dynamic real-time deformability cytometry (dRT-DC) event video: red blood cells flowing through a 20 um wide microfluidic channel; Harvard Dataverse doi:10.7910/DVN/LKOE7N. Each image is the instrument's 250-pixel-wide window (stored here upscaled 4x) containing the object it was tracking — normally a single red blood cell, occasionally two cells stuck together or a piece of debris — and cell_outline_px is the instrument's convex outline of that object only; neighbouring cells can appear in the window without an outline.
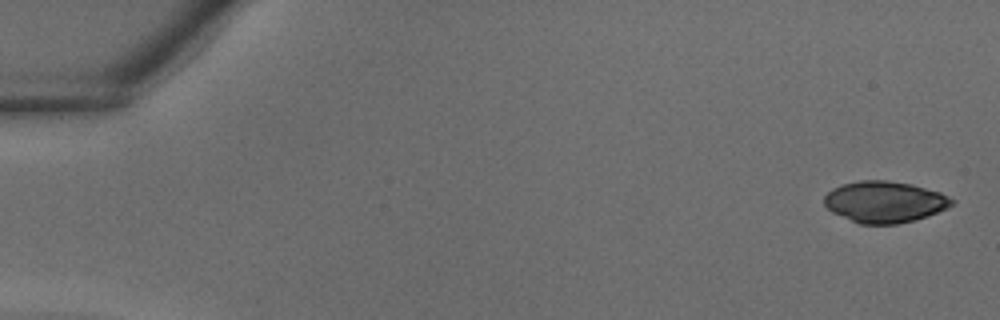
{"species": "common noctule bat (a hibernating species)", "species_latin": "Nyctalus noctula", "temperature_condition": "warm", "stored_images_in_passage": 17, "camera_frame_rate_fps": 3000, "um_per_image_px": 0.085, "animal": {"sex": "male", "body_mass_g": 18.8}, "frame": {"image": 1, "passage_image": 1, "time_ms": 0.0, "image_size_px": [1000, 320], "cell_outline_px": [[956, 200], [948, 208], [912, 220], [896, 224], [860, 224], [832, 212], [824, 204], [824, 196], [832, 188], [840, 184], [860, 180], [884, 180], [912, 184], [940, 192]], "centroid_in_image_um": [75.17, 17.14], "position_along_channel_um": 9.8, "area_um2": 30.63}}
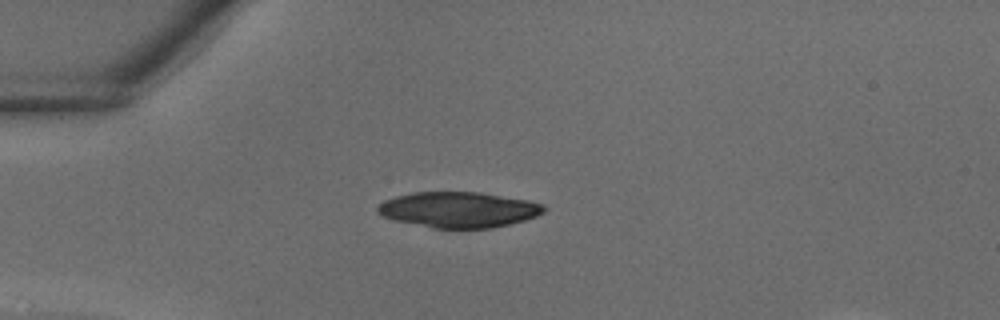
{"frame": {"image": 2, "passage_image": 10, "time_ms": 3.0, "image_size_px": [1000, 320], "cell_outline_px": [[548, 208], [544, 212], [536, 216], [524, 220], [492, 228], [432, 228], [396, 220], [384, 216], [376, 212], [376, 208], [384, 200], [396, 196], [412, 192], [480, 192], [528, 200], [544, 204]], "centroid_in_image_um": [39.0, 17.81], "position_along_channel_um": 46.0, "area_um2": 34.51}}